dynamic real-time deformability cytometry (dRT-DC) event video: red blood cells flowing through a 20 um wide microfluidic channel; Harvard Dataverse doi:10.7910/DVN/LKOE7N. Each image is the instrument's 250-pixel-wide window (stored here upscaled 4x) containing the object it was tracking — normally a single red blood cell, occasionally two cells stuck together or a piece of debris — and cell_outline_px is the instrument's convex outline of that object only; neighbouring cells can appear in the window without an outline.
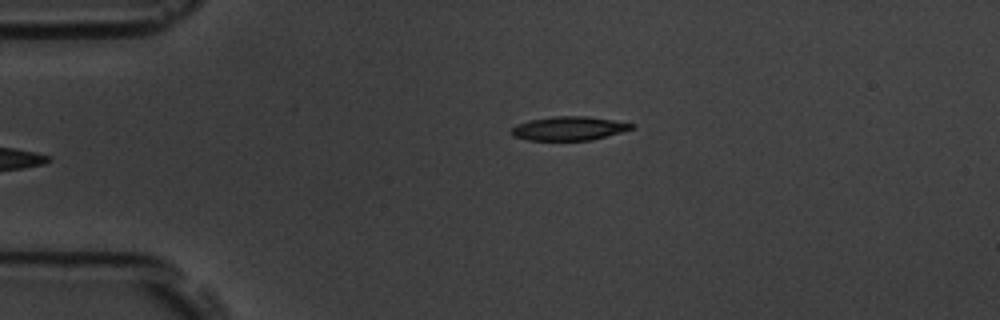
{"species": "common noctule bat (a hibernating species)", "species_latin": "Nyctalus noctula", "temperature_condition": "room temperature", "stored_images_in_passage": 2, "camera_frame_rate_fps": 3000, "um_per_image_px": 0.085, "animal": {"sex": "male", "body_mass_g": 19.5, "forearm_length_mm": 54.6}, "frame": {"image": 1, "passage_image": 1, "time_ms": 0.0, "image_size_px": [1000, 320], "cell_outline_px": [[636, 128], [592, 140], [528, 140], [512, 136], [508, 132], [516, 124], [528, 120], [556, 116], [584, 116], [612, 120], [636, 124]], "centroid_in_image_um": [48.34, 10.92], "position_along_channel_um": 36.7, "area_um2": 16.82}}